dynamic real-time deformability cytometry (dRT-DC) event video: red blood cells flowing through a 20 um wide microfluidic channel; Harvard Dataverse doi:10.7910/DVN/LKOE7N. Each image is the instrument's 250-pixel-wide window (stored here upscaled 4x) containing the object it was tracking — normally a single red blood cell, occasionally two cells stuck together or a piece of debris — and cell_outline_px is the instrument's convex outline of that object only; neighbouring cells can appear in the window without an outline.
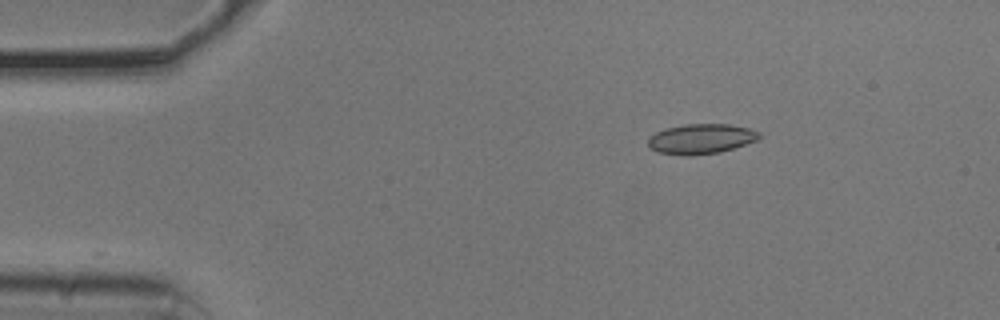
{"species": "common noctule bat (a hibernating species)", "species_latin": "Nyctalus noctula", "temperature_condition": "cold", "stored_images_in_passage": 27, "camera_frame_rate_fps": 3000, "um_per_image_px": 0.085, "animal": {"sex": "male", "body_mass_g": 20.5, "forearm_length_mm": 52.5}, "frame": {"image": 1, "passage_image": 1, "time_ms": 0.0, "image_size_px": [1000, 320], "cell_outline_px": [[760, 136], [756, 140], [720, 152], [692, 156], [684, 156], [656, 152], [648, 144], [648, 140], [656, 132], [664, 128], [684, 124], [728, 124], [748, 128], [760, 132]], "centroid_in_image_um": [59.56, 11.81], "position_along_channel_um": 25.4, "area_um2": 19.36}}
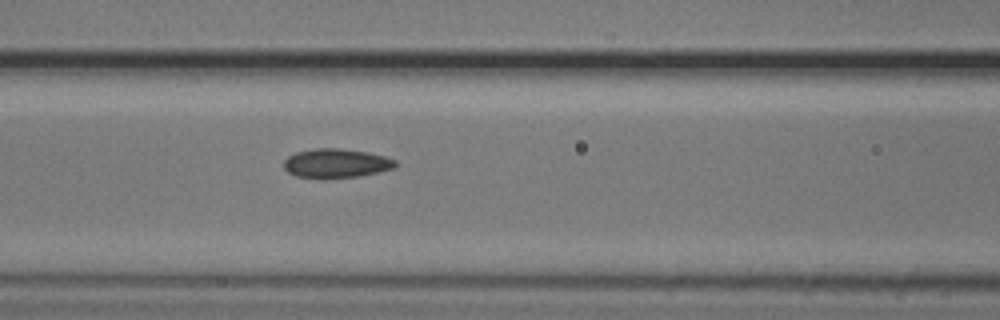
{"frame": {"image": 2, "passage_image": 15, "time_ms": 4.667, "image_size_px": [1000, 320], "cell_outline_px": [[396, 168], [360, 176], [328, 180], [324, 180], [296, 176], [288, 172], [284, 168], [284, 160], [288, 156], [296, 152], [316, 148], [336, 148], [368, 152], [384, 156], [396, 160]], "centroid_in_image_um": [28.56, 13.91], "position_along_channel_um": 138.0, "area_um2": 19.36}}
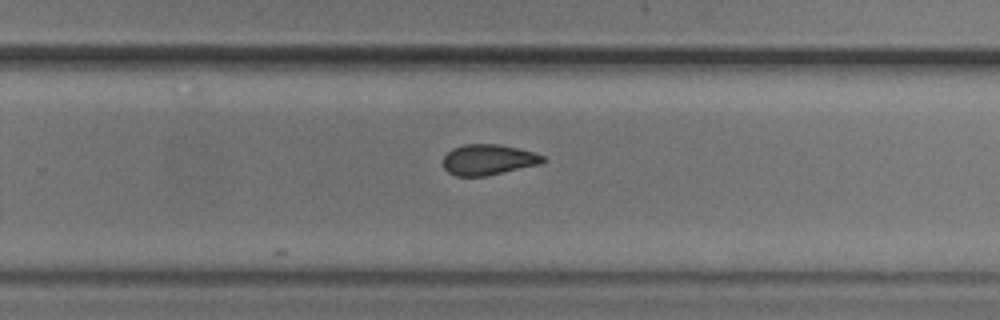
{"frame": {"image": 3, "passage_image": 27, "time_ms": 8.667, "image_size_px": [1000, 320], "cell_outline_px": [[548, 160], [540, 164], [484, 176], [456, 176], [448, 172], [444, 168], [444, 156], [452, 148], [464, 144], [500, 144], [532, 152], [544, 156]], "centroid_in_image_um": [41.5, 13.57], "position_along_channel_um": 288.3, "area_um2": 17.69}}